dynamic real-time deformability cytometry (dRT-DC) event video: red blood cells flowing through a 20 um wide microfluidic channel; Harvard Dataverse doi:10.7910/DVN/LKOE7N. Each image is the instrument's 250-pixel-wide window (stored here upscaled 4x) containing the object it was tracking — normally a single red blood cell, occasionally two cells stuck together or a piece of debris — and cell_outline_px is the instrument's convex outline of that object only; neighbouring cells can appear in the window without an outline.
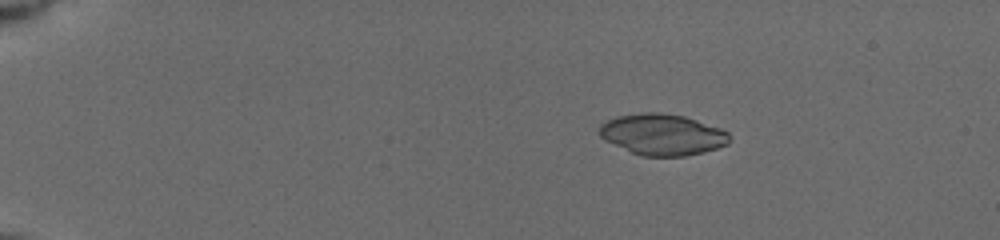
{"species": "common noctule bat (a hibernating species)", "species_latin": "Nyctalus noctula", "temperature_condition": "cold", "stored_images_in_passage": 20, "camera_frame_rate_fps": 3000, "um_per_image_px": 0.085, "animal": {"sex": "female", "body_mass_g": 19.5, "forearm_length_mm": 54.1}, "frame": {"image": 1, "passage_image": 1, "time_ms": 0.0, "image_size_px": [1000, 240], "cell_outline_px": [[728, 144], [704, 152], [684, 156], [640, 156], [604, 140], [600, 136], [600, 124], [616, 116], [644, 112], [660, 112], [684, 116], [720, 128], [728, 132]], "centroid_in_image_um": [56.28, 11.43], "position_along_channel_um": 28.7, "area_um2": 31.1}}